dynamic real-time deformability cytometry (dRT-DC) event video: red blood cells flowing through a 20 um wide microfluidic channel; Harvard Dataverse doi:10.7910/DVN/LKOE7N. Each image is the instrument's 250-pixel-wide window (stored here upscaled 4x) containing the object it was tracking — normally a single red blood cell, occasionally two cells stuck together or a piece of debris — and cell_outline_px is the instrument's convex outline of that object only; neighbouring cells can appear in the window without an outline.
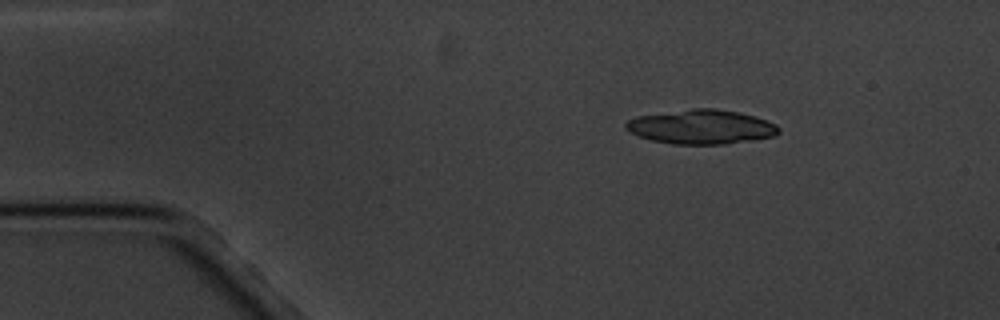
{"species": "common noctule bat (a hibernating species)", "species_latin": "Nyctalus noctula", "temperature_condition": "cold", "stored_images_in_passage": 4, "camera_frame_rate_fps": 3000, "um_per_image_px": 0.085, "animal": {"sex": "male", "body_mass_g": 20.1, "forearm_length_mm": 53.5}, "frame": {"image": 1, "passage_image": 1, "time_ms": 0.0, "image_size_px": [1000, 320], "cell_outline_px": [[780, 132], [776, 136], [752, 140], [724, 144], [672, 144], [652, 140], [636, 136], [624, 128], [624, 124], [628, 120], [636, 116], [692, 108], [716, 108], [740, 112], [756, 116], [776, 124], [780, 128]], "centroid_in_image_um": [59.61, 10.78], "position_along_channel_um": 25.4, "area_um2": 30.92}}